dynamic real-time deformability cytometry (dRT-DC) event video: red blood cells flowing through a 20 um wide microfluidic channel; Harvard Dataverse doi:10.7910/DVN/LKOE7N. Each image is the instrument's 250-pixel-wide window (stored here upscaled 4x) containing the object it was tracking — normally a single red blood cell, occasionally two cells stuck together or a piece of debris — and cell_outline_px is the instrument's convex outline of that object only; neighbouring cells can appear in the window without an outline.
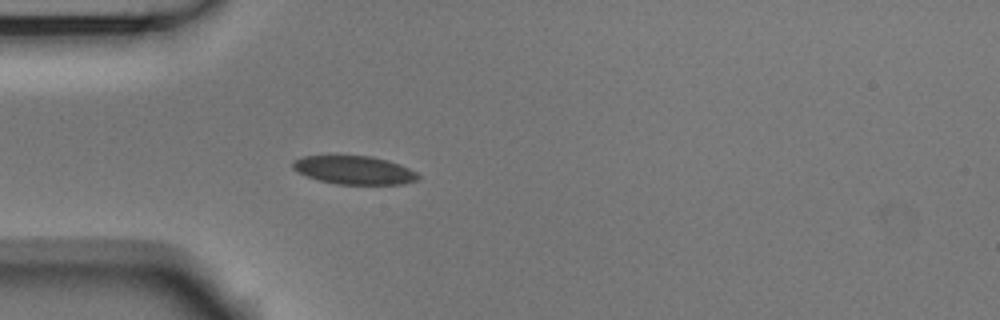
{"species": "Egyptian fruit bat (a non-hibernating species)", "species_latin": "Rousettus aegyptiacus", "temperature_condition": "room temperature", "stored_images_in_passage": 39, "camera_frame_rate_fps": 3000, "um_per_image_px": 0.085, "animal": {"sex": "male"}, "frame": {"image": 1, "passage_image": 1, "time_ms": 0.0, "image_size_px": [1000, 320], "cell_outline_px": [[420, 176], [416, 180], [404, 184], [336, 184], [320, 180], [308, 176], [292, 168], [292, 160], [304, 156], [372, 156], [388, 160], [400, 164], [416, 172]], "centroid_in_image_um": [30.12, 14.45], "position_along_channel_um": 54.9, "area_um2": 20.58}}
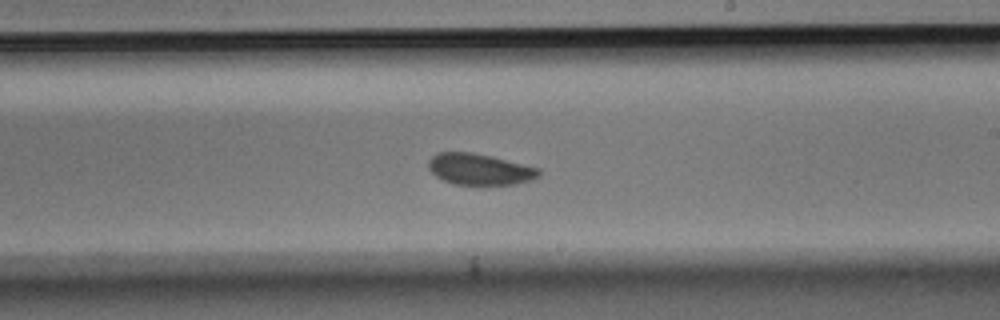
{"frame": {"image": 2, "passage_image": 17, "time_ms": 5.333, "image_size_px": [1000, 320], "cell_outline_px": [[540, 176], [532, 180], [516, 184], [452, 184], [436, 176], [428, 168], [428, 160], [436, 152], [472, 152], [492, 156], [540, 168]], "centroid_in_image_um": [40.77, 14.38], "position_along_channel_um": 248.2, "area_um2": 20.17}}
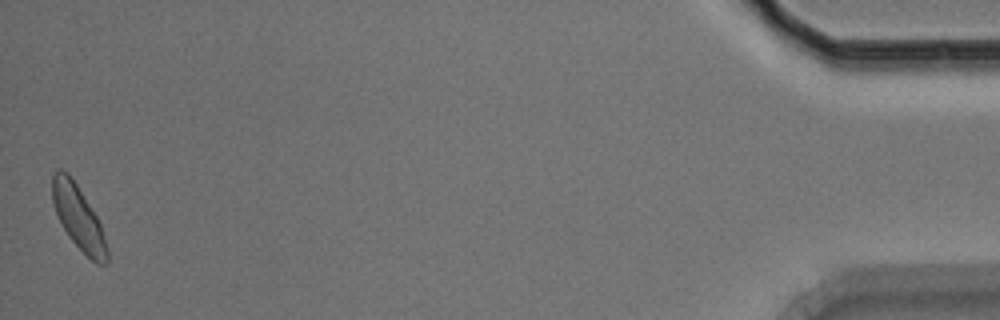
{"frame": {"image": 3, "passage_image": 39, "time_ms": 12.667, "image_size_px": [1000, 320], "cell_outline_px": [[108, 264], [96, 264], [68, 236], [56, 212], [52, 200], [52, 176], [60, 168], [68, 172], [76, 184], [96, 216], [100, 224], [108, 248]], "centroid_in_image_um": [6.67, 18.5], "position_along_channel_um": 428.5, "area_um2": 19.88}, "authors_computed_cell_mechanics": {"area_um2": 20.3456, "velocity_mm_per_s": 3.7219, "shape_relaxation_time_tau1_ms": 4.3814, "shape_relaxation_time_tau2_ms": 0.8652, "deformation_change_tau1": 0.09, "deformation_change_tau2": 0.0607}}